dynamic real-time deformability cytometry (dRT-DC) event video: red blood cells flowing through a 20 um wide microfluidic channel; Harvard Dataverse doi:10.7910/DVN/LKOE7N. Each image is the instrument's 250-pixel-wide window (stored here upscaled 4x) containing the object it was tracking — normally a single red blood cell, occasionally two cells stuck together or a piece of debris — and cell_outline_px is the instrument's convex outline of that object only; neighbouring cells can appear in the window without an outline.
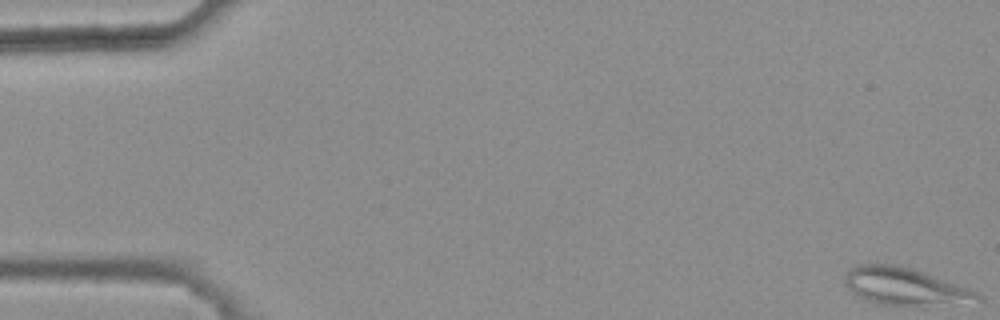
{"species": "common noctule bat (a hibernating species)", "species_latin": "Nyctalus noctula", "temperature_condition": "warm", "stored_images_in_passage": 45, "camera_frame_rate_fps": 3000, "um_per_image_px": 0.085, "animal": {"sex": "female", "body_mass_g": 25.1}, "frame": {"image": 1, "passage_image": 1, "time_ms": 0.0, "image_size_px": [1000, 320], "cell_outline_px": [[984, 304], [884, 304], [868, 300], [852, 292], [844, 284], [844, 276], [852, 268], [860, 264], [896, 264], [912, 268], [968, 288], [976, 292], [984, 300]], "centroid_in_image_um": [77.0, 24.34], "position_along_channel_um": 8.0, "area_um2": 28.55}}
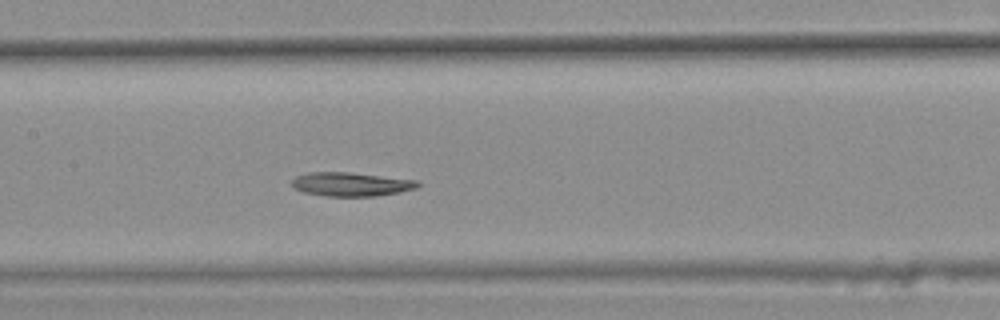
{"frame": {"image": 2, "passage_image": 26, "time_ms": 8.333, "image_size_px": [1000, 320], "cell_outline_px": [[420, 184], [416, 188], [400, 192], [376, 196], [324, 196], [304, 192], [292, 188], [292, 180], [296, 176], [308, 172], [348, 172], [416, 180]], "centroid_in_image_um": [29.8, 15.66], "position_along_channel_um": 177.6, "area_um2": 17.46}}
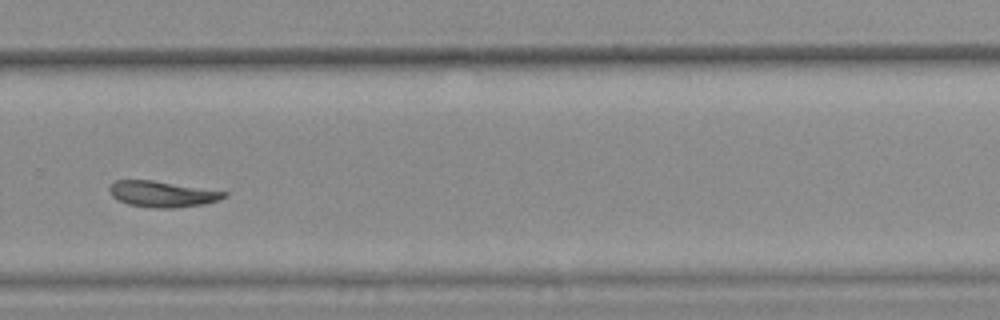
{"frame": {"image": 3, "passage_image": 37, "time_ms": 12.0, "image_size_px": [1000, 320], "cell_outline_px": [[228, 196], [220, 200], [204, 204], [172, 208], [152, 208], [128, 204], [116, 200], [112, 196], [108, 188], [116, 180], [152, 180], [228, 192]], "centroid_in_image_um": [13.8, 16.5], "position_along_channel_um": 316.0, "area_um2": 17.4}}